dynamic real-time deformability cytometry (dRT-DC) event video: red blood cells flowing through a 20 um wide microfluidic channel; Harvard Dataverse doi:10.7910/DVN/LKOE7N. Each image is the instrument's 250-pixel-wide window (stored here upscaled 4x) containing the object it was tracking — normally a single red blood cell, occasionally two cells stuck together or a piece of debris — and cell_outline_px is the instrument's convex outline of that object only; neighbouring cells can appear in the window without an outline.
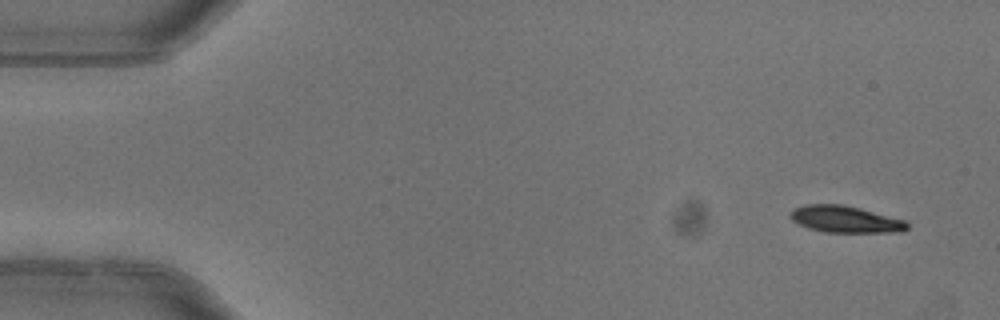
{"species": "common noctule bat (a hibernating species)", "species_latin": "Nyctalus noctula", "temperature_condition": "warm", "stored_images_in_passage": 4, "camera_frame_rate_fps": 3000, "um_per_image_px": 0.085, "animal": {"sex": "female"}, "frame": {"image": 1, "passage_image": 1, "time_ms": 0.0, "image_size_px": [1000, 320], "cell_outline_px": [[908, 228], [904, 232], [824, 232], [808, 228], [796, 224], [788, 216], [788, 212], [792, 208], [804, 204], [844, 204], [908, 220]], "centroid_in_image_um": [71.83, 18.63], "position_along_channel_um": 13.2, "area_um2": 18.73}}